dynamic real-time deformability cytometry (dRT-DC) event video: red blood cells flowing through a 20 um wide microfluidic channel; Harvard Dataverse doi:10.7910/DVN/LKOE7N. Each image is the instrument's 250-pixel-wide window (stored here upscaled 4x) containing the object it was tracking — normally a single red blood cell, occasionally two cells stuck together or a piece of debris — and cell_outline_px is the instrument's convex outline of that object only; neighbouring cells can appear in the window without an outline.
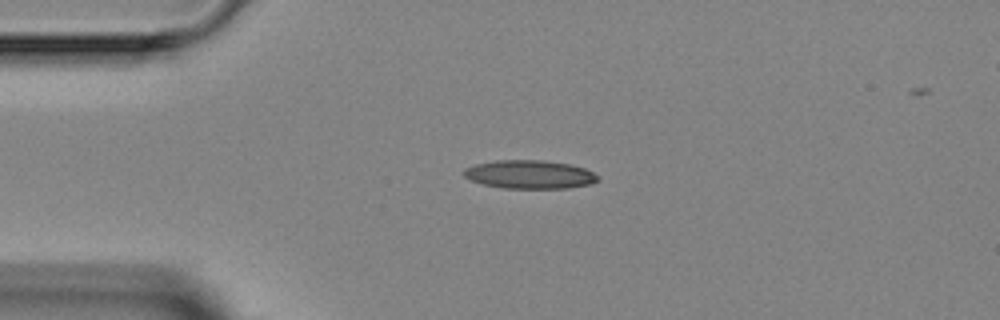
{"species": "Egyptian fruit bat (a non-hibernating species)", "species_latin": "Rousettus aegyptiacus", "temperature_condition": "room temperature", "stored_images_in_passage": 3, "camera_frame_rate_fps": 3000, "um_per_image_px": 0.085, "animal": {"sex": "female"}, "frame": {"image": 1, "passage_image": 3, "time_ms": 2.333, "image_size_px": [1000, 320], "cell_outline_px": [[600, 180], [592, 184], [568, 188], [504, 188], [484, 184], [472, 180], [464, 176], [464, 168], [476, 164], [496, 160], [540, 160], [568, 164], [584, 168], [600, 176]], "centroid_in_image_um": [45.06, 14.83], "position_along_channel_um": 39.9, "area_um2": 22.14}}